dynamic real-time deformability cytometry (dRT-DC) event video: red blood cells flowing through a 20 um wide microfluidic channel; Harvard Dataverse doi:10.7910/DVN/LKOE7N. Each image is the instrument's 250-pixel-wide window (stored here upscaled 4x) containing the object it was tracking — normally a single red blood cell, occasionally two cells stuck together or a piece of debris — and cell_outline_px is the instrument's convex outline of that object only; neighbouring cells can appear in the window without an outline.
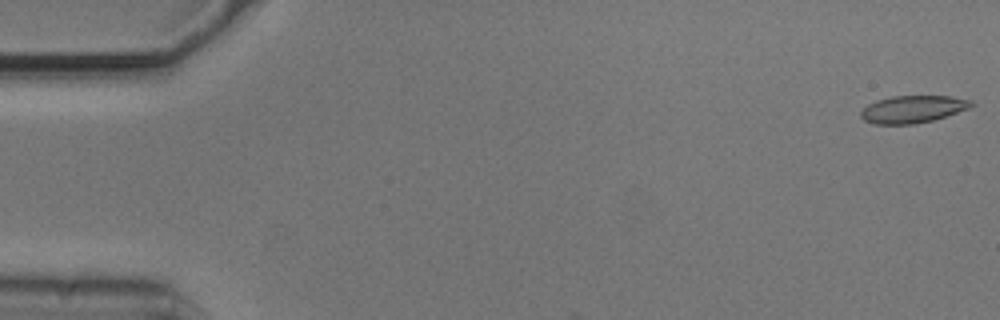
{"species": "common noctule bat (a hibernating species)", "species_latin": "Nyctalus noctula", "temperature_condition": "cold", "stored_images_in_passage": 5, "camera_frame_rate_fps": 3000, "um_per_image_px": 0.085, "animal": {"sex": "male", "body_mass_g": 20.5, "forearm_length_mm": 52.5}, "frame": {"image": 1, "passage_image": 1, "time_ms": 0.0, "image_size_px": [1000, 320], "cell_outline_px": [[976, 104], [968, 108], [932, 120], [912, 124], [872, 124], [864, 120], [860, 116], [860, 112], [868, 104], [876, 100], [892, 96], [952, 96], [972, 100]], "centroid_in_image_um": [77.56, 9.27], "position_along_channel_um": 7.4, "area_um2": 17.51}}